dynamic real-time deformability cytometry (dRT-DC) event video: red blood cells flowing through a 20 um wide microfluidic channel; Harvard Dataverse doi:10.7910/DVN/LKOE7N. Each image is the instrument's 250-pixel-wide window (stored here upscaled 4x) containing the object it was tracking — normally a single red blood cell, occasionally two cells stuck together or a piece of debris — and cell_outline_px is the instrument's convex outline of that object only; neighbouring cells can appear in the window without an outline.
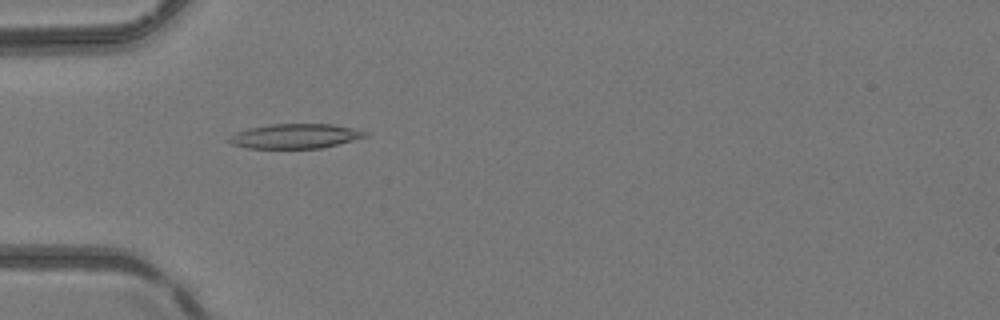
{"species": "common noctule bat (a hibernating species)", "species_latin": "Nyctalus noctula", "temperature_condition": "room temperature", "stored_images_in_passage": 5, "camera_frame_rate_fps": 3000, "um_per_image_px": 0.085, "animal": {"sex": "female", "body_mass_g": 24.6, "forearm_length_mm": 56.2}, "frame": {"image": 1, "passage_image": 2, "time_ms": 1.0, "image_size_px": [1000, 320], "cell_outline_px": [[368, 136], [320, 148], [248, 148], [232, 144], [228, 140], [228, 136], [236, 132], [248, 128], [268, 124], [332, 124], [352, 128], [368, 132]], "centroid_in_image_um": [25.05, 11.56], "position_along_channel_um": 59.9, "area_um2": 19.42}}
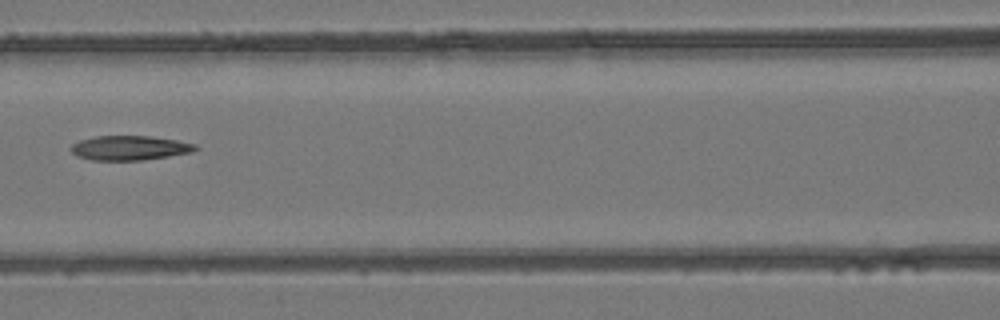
{"frame": {"image": 2, "passage_image": 4, "time_ms": 3.333, "image_size_px": [1000, 320], "cell_outline_px": [[200, 148], [192, 152], [144, 160], [92, 160], [76, 156], [72, 152], [72, 144], [80, 140], [96, 136], [152, 136], [176, 140], [196, 144]], "centroid_in_image_um": [11.04, 12.57], "position_along_channel_um": 155.6, "area_um2": 17.74}}
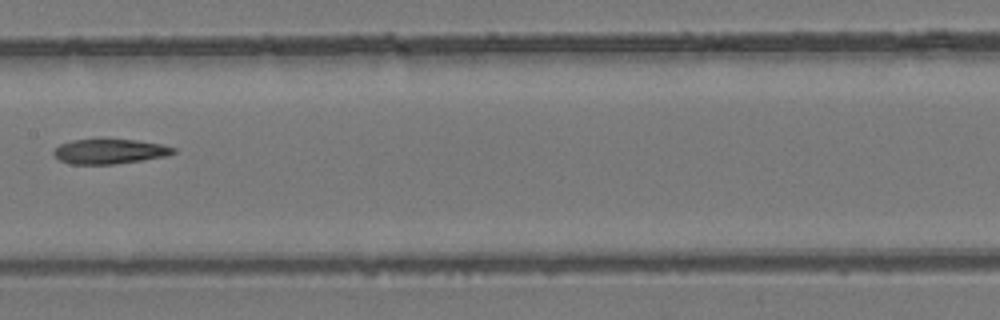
{"frame": {"image": 3, "passage_image": 5, "time_ms": 4.333, "image_size_px": [1000, 320], "cell_outline_px": [[176, 152], [164, 156], [140, 160], [112, 164], [72, 164], [60, 160], [52, 152], [60, 144], [72, 140], [136, 140], [160, 144], [176, 148]], "centroid_in_image_um": [9.31, 12.87], "position_along_channel_um": 198.1, "area_um2": 16.88}}